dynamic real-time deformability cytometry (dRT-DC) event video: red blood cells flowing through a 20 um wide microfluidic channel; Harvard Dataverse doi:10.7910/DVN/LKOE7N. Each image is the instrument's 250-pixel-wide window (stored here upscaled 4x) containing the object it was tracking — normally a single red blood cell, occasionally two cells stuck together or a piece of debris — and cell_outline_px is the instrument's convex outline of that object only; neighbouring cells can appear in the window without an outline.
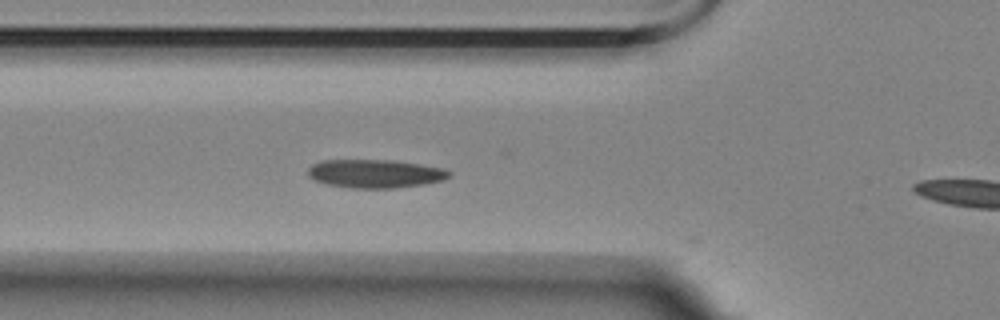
{"species": "Egyptian fruit bat (a non-hibernating species)", "species_latin": "Rousettus aegyptiacus", "temperature_condition": "room temperature", "stored_images_in_passage": 51, "camera_frame_rate_fps": 3000, "um_per_image_px": 0.085, "animal": {"sex": "female"}, "frame": {"image": 1, "passage_image": 13, "time_ms": 4.0, "image_size_px": [1000, 320], "cell_outline_px": [[452, 176], [444, 180], [424, 184], [396, 188], [348, 188], [324, 184], [312, 180], [308, 176], [308, 168], [312, 164], [320, 160], [388, 160], [444, 168], [452, 172]], "centroid_in_image_um": [31.85, 14.77], "position_along_channel_um": 93.9, "area_um2": 23.64}}
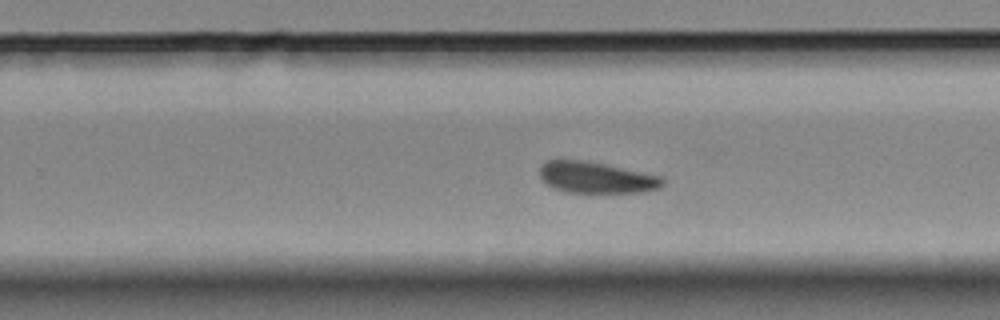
{"frame": {"image": 2, "passage_image": 29, "time_ms": 9.333, "image_size_px": [1000, 320], "cell_outline_px": [[664, 184], [660, 188], [644, 192], [596, 196], [564, 192], [552, 188], [540, 176], [540, 168], [548, 160], [580, 160], [604, 164], [664, 176]], "centroid_in_image_um": [50.75, 15.16], "position_along_channel_um": 279.0, "area_um2": 23.47}}
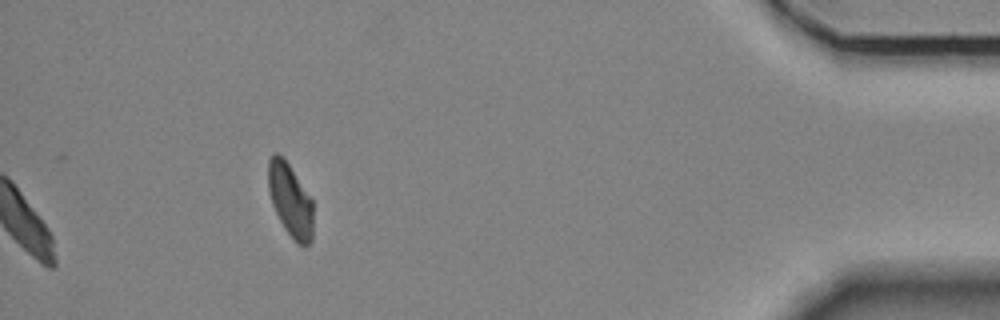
{"frame": {"image": 3, "passage_image": 51, "time_ms": 16.667, "image_size_px": [1000, 320], "cell_outline_px": [[312, 240], [308, 244], [296, 244], [284, 228], [272, 204], [268, 192], [268, 160], [272, 152], [280, 152], [284, 156], [312, 200]], "centroid_in_image_um": [24.64, 16.95], "position_along_channel_um": 410.6, "area_um2": 19.31}, "authors_computed_cell_mechanics": {"area_um2": 22.9466, "velocity_mm_per_s": 3.4702, "shape_relaxation_time_tau1_ms": 2.2378, "shape_relaxation_time_tau2_ms": 2.2405, "deformation_change_tau1": 0.0795, "deformation_change_tau2": 0.0533}}